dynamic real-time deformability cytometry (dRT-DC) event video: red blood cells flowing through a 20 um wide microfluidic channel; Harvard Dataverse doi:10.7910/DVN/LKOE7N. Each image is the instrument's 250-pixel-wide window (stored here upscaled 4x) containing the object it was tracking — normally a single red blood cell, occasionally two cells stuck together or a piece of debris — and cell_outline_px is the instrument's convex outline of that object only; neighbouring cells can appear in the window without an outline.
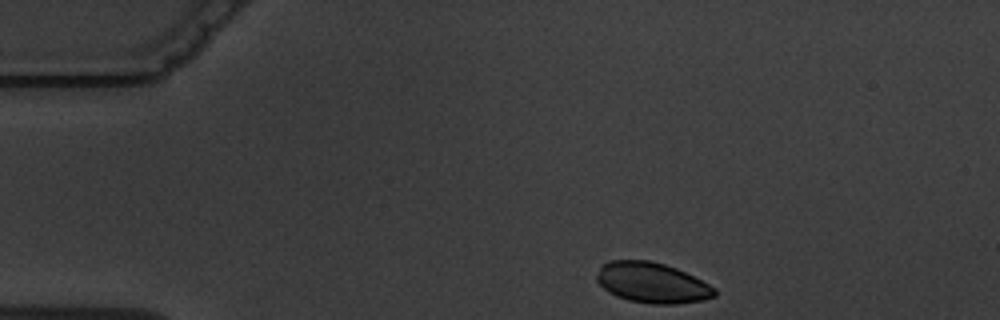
{"species": "common noctule bat (a hibernating species)", "species_latin": "Nyctalus noctula", "temperature_condition": "warm", "stored_images_in_passage": 3, "camera_frame_rate_fps": 3000, "um_per_image_px": 0.085, "animal": {"sex": "male", "body_mass_g": 19.5, "forearm_length_mm": 54.6}, "frame": {"image": 1, "passage_image": 1, "time_ms": 0.0, "image_size_px": [1000, 320], "cell_outline_px": [[716, 296], [704, 300], [676, 304], [648, 304], [628, 300], [616, 296], [608, 292], [596, 280], [596, 276], [600, 268], [608, 260], [652, 260], [676, 268], [716, 288]], "centroid_in_image_um": [55.42, 24.04], "position_along_channel_um": 29.6, "area_um2": 27.8}}